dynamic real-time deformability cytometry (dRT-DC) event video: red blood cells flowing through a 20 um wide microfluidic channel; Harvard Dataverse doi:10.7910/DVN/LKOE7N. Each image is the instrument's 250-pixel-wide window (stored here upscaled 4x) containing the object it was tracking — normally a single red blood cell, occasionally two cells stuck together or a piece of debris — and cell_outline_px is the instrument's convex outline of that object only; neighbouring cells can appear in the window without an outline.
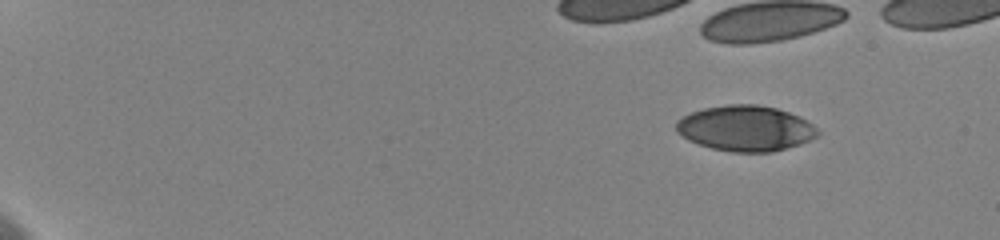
{"species": "human", "species_latin": "Homo sapiens", "temperature_condition": "cold", "stored_images_in_passage": 9, "camera_frame_rate_fps": 3000, "um_per_image_px": 0.085, "donor": {"sex": "female"}, "frame": {"image": 1, "passage_image": 3, "time_ms": 1.667, "image_size_px": [1000, 240], "cell_outline_px": [[820, 132], [816, 136], [800, 144], [772, 152], [732, 152], [712, 148], [688, 140], [676, 132], [676, 120], [692, 112], [704, 108], [728, 104], [756, 104], [776, 108], [788, 112], [812, 124]], "centroid_in_image_um": [63.34, 10.91], "position_along_channel_um": 21.7, "area_um2": 37.28}}